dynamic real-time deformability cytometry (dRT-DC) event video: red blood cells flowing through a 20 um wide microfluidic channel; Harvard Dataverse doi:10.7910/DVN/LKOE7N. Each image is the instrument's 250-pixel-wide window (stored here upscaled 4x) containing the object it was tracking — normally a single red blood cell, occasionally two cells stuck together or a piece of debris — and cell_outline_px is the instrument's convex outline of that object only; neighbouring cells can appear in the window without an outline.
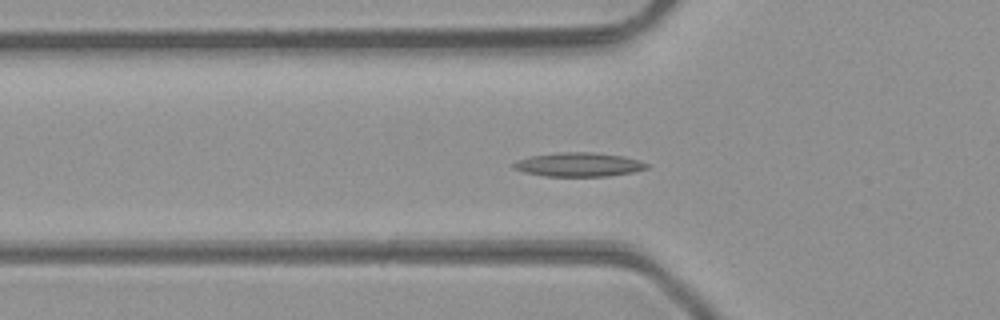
{"species": "common noctule bat (a hibernating species)", "species_latin": "Nyctalus noctula", "temperature_condition": "room temperature", "stored_images_in_passage": 45, "camera_frame_rate_fps": 3000, "um_per_image_px": 0.085, "animal": {"sex": "male", "body_mass_g": 23.1, "forearm_length_mm": 52.7}, "frame": {"image": 1, "passage_image": 13, "time_ms": 4.0, "image_size_px": [1000, 320], "cell_outline_px": [[648, 168], [632, 172], [608, 176], [544, 176], [524, 172], [512, 168], [512, 164], [516, 160], [528, 156], [560, 152], [592, 152], [624, 156], [640, 160], [648, 164]], "centroid_in_image_um": [49.16, 13.98], "position_along_channel_um": 76.6, "area_um2": 18.73}}
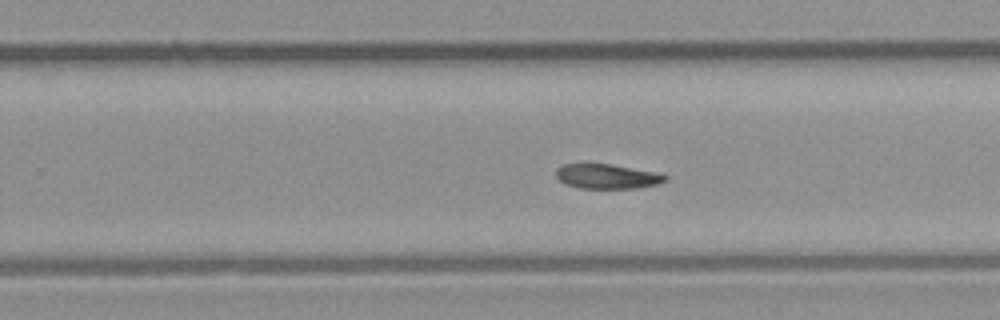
{"frame": {"image": 2, "passage_image": 27, "time_ms": 8.667, "image_size_px": [1000, 320], "cell_outline_px": [[668, 180], [656, 184], [640, 188], [580, 188], [564, 184], [556, 176], [556, 168], [564, 164], [612, 164], [656, 172], [668, 176]], "centroid_in_image_um": [51.61, 14.99], "position_along_channel_um": 278.2, "area_um2": 15.72}}
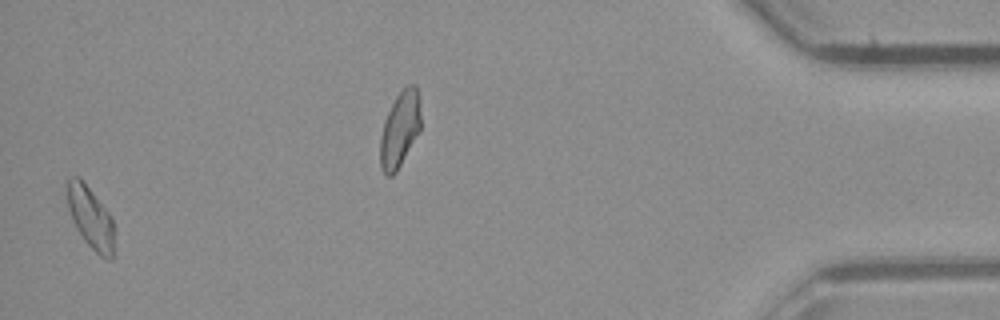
{"frame": {"image": 3, "passage_image": 44, "time_ms": 14.333, "image_size_px": [1000, 320], "cell_outline_px": [[112, 260], [108, 260], [100, 256], [84, 240], [76, 228], [72, 220], [68, 208], [68, 176], [80, 176], [112, 216]], "centroid_in_image_um": [7.67, 18.46], "position_along_channel_um": 427.5, "area_um2": 16.7}}